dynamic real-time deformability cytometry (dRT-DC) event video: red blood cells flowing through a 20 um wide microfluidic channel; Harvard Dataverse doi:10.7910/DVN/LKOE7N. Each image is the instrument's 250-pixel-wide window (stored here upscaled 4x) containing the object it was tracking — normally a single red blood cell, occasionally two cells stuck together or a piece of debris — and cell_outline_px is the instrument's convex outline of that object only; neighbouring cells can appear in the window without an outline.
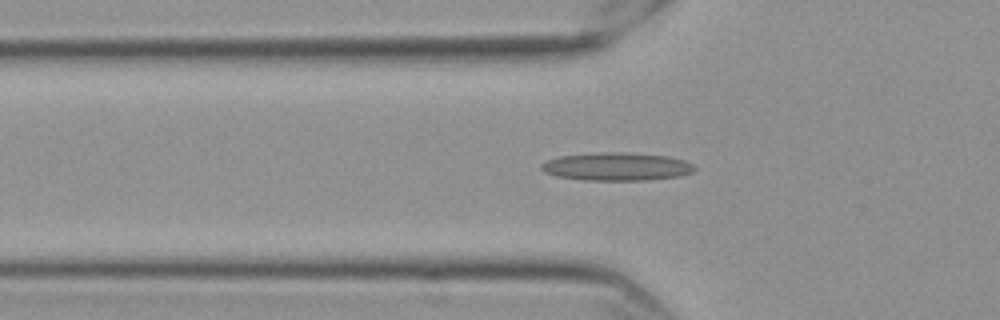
{"species": "Egyptian fruit bat (a non-hibernating species)", "species_latin": "Rousettus aegyptiacus", "temperature_condition": "cold", "stored_images_in_passage": 41, "camera_frame_rate_fps": 3000, "um_per_image_px": 0.085, "frame": {"image": 1, "passage_image": 7, "time_ms": 2.0, "image_size_px": [1000, 320], "cell_outline_px": [[696, 168], [692, 172], [680, 176], [648, 180], [584, 180], [556, 176], [544, 172], [540, 168], [540, 164], [548, 160], [560, 156], [604, 152], [624, 152], [668, 156], [684, 160], [692, 164]], "centroid_in_image_um": [52.42, 14.16], "position_along_channel_um": 73.4, "area_um2": 25.03}}
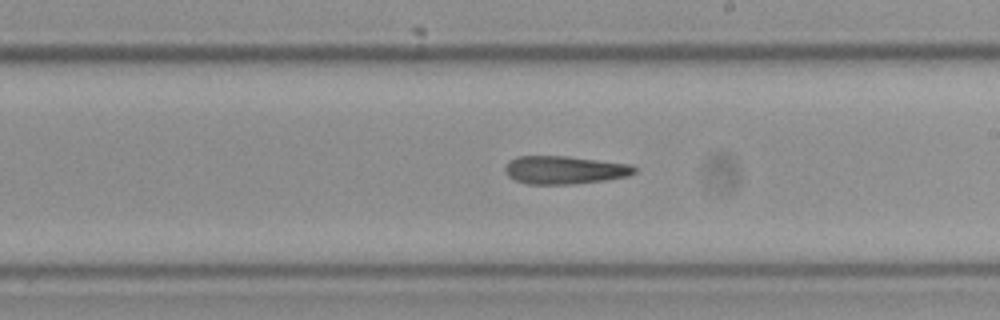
{"frame": {"image": 2, "passage_image": 21, "time_ms": 6.667, "image_size_px": [1000, 320], "cell_outline_px": [[636, 172], [628, 176], [604, 180], [572, 184], [528, 184], [516, 180], [508, 176], [504, 168], [508, 160], [520, 156], [568, 156], [628, 164], [636, 168]], "centroid_in_image_um": [47.96, 14.44], "position_along_channel_um": 241.0, "area_um2": 21.04}}
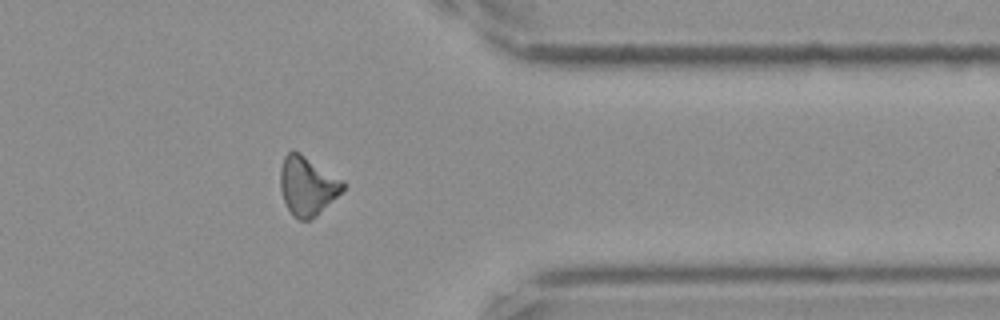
{"frame": {"image": 3, "passage_image": 34, "time_ms": 11.0, "image_size_px": [1000, 320], "cell_outline_px": [[344, 188], [316, 216], [308, 220], [300, 220], [292, 216], [284, 200], [280, 188], [280, 168], [284, 156], [292, 148], [300, 152], [344, 180]], "centroid_in_image_um": [26.1, 15.76], "position_along_channel_um": 385.3, "area_um2": 21.5}}